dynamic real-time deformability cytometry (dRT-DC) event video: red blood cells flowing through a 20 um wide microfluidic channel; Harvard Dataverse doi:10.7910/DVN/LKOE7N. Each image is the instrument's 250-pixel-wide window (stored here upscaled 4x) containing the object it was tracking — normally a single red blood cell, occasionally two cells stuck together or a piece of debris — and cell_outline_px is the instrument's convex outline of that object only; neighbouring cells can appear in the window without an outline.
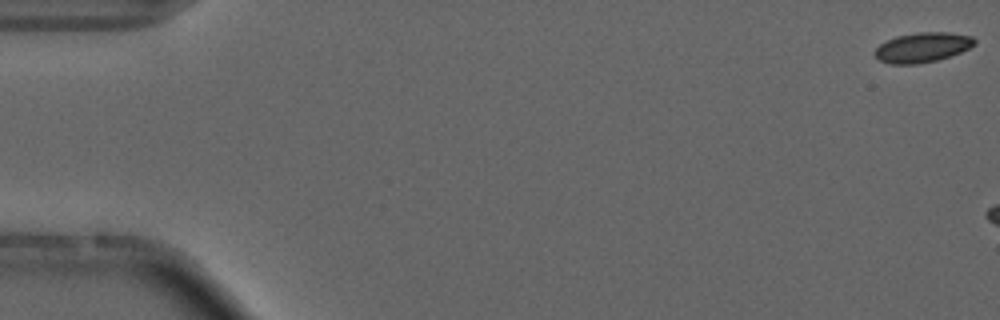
{"species": "common noctule bat (a hibernating species)", "species_latin": "Nyctalus noctula", "temperature_condition": "cold", "stored_images_in_passage": 3, "camera_frame_rate_fps": 3000, "um_per_image_px": 0.085, "animal": {"sex": "male", "forearm_length_mm": 52.5}, "frame": {"image": 1, "passage_image": 1, "time_ms": 0.0, "image_size_px": [1000, 320], "cell_outline_px": [[976, 44], [960, 52], [936, 60], [916, 64], [892, 64], [880, 60], [876, 56], [876, 48], [880, 44], [896, 36], [920, 32], [948, 32], [972, 36], [976, 40]], "centroid_in_image_um": [78.43, 4.02], "position_along_channel_um": 6.6, "area_um2": 17.05}}